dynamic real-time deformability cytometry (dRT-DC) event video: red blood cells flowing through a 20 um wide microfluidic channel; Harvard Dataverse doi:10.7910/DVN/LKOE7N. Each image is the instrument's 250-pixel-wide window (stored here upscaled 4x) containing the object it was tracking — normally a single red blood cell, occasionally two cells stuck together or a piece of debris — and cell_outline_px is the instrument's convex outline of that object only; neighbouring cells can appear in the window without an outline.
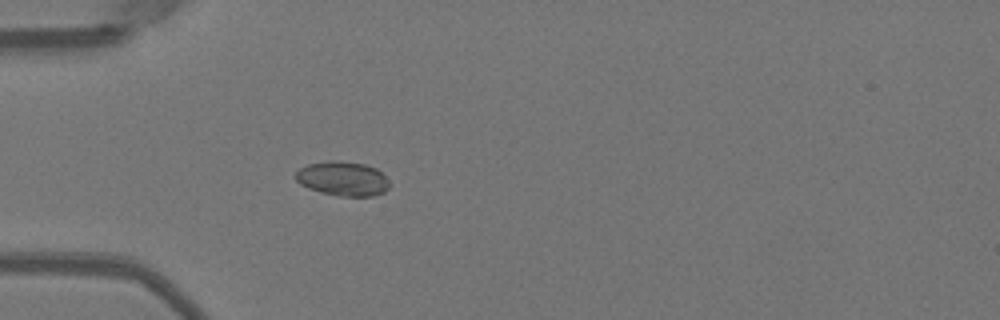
{"species": "Egyptian fruit bat (a non-hibernating species)", "species_latin": "Rousettus aegyptiacus", "temperature_condition": "warm", "stored_images_in_passage": 52, "camera_frame_rate_fps": 3000, "um_per_image_px": 0.085, "animal": {"sex": "female"}, "frame": {"image": 1, "passage_image": 16, "time_ms": 5.0, "image_size_px": [1000, 320], "cell_outline_px": [[392, 184], [384, 192], [372, 196], [340, 196], [320, 192], [308, 188], [300, 184], [296, 180], [296, 172], [300, 168], [308, 164], [332, 160], [340, 160], [364, 164], [376, 168]], "centroid_in_image_um": [29.14, 15.18], "position_along_channel_um": 55.9, "area_um2": 18.84}}
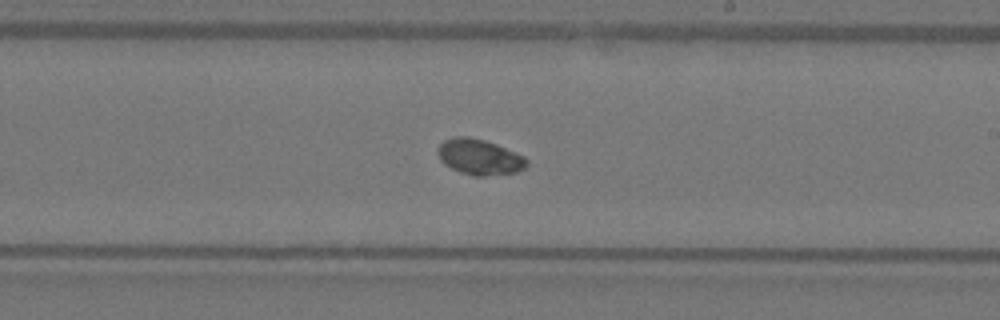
{"frame": {"image": 2, "passage_image": 31, "time_ms": 10.0, "image_size_px": [1000, 320], "cell_outline_px": [[528, 164], [524, 168], [516, 172], [484, 176], [472, 176], [460, 172], [444, 164], [440, 160], [436, 152], [436, 148], [444, 140], [456, 136], [468, 136], [484, 140], [496, 144], [524, 156], [528, 160]], "centroid_in_image_um": [40.72, 13.34], "position_along_channel_um": 248.3, "area_um2": 18.55}}
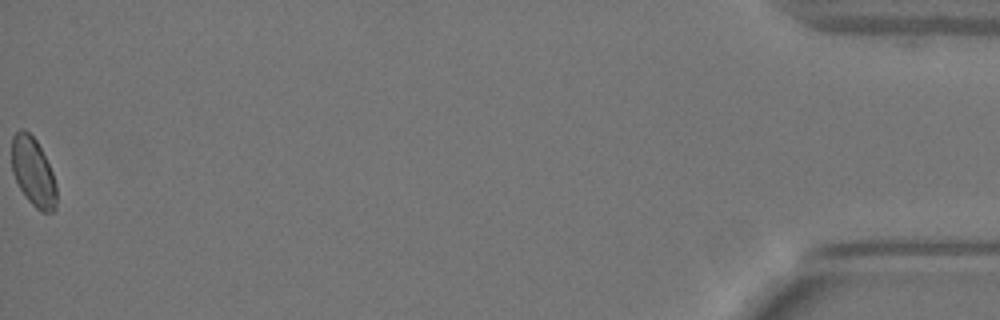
{"frame": {"image": 3, "passage_image": 52, "time_ms": 17.0, "image_size_px": [1000, 320], "cell_outline_px": [[56, 208], [52, 212], [40, 212], [28, 200], [20, 188], [12, 172], [12, 136], [20, 128], [24, 128], [36, 140], [52, 172], [56, 184]], "centroid_in_image_um": [2.81, 14.62], "position_along_channel_um": 432.4, "area_um2": 17.8}}